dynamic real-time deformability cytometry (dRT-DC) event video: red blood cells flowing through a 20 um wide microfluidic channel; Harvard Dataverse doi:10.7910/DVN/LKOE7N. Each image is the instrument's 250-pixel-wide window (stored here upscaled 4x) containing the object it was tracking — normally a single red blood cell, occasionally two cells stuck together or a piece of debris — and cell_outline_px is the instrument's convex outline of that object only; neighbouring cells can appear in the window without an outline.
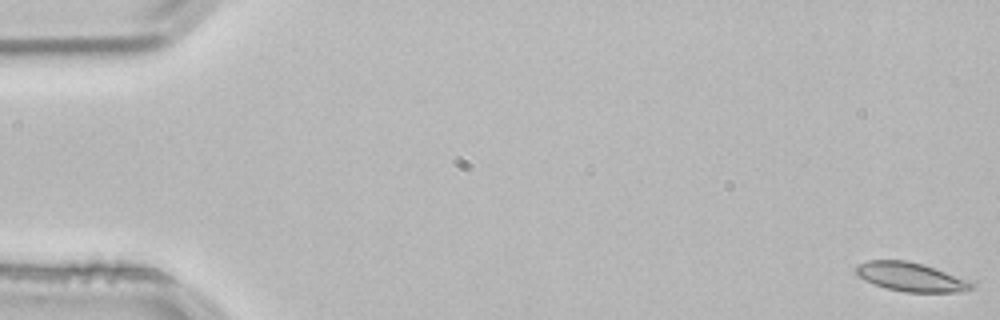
{"species": "common noctule bat (a hibernating species)", "species_latin": "Nyctalus noctula", "temperature_condition": "room temperature", "stored_images_in_passage": 12, "camera_frame_rate_fps": 3000, "um_per_image_px": 0.085, "animal": {"sex": "male", "body_mass_g": 21.5, "forearm_length_mm": 52.0}, "frame": {"image": 1, "passage_image": 1, "time_ms": 0.0, "image_size_px": [1000, 320], "cell_outline_px": [[972, 288], [956, 292], [904, 292], [888, 288], [864, 280], [856, 272], [856, 264], [868, 260], [908, 260], [924, 264], [964, 280], [972, 284]], "centroid_in_image_um": [77.32, 23.52], "position_along_channel_um": 7.7, "area_um2": 18.9}}